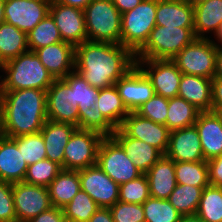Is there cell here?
Wrapping results in <instances>:
<instances>
[{"label":"cell","mask_w":222,"mask_h":222,"mask_svg":"<svg viewBox=\"0 0 222 222\" xmlns=\"http://www.w3.org/2000/svg\"><path fill=\"white\" fill-rule=\"evenodd\" d=\"M134 66L135 54L121 44L87 40L75 47V70L97 89L115 85Z\"/></svg>","instance_id":"obj_1"},{"label":"cell","mask_w":222,"mask_h":222,"mask_svg":"<svg viewBox=\"0 0 222 222\" xmlns=\"http://www.w3.org/2000/svg\"><path fill=\"white\" fill-rule=\"evenodd\" d=\"M0 109L6 137L40 132L47 121L45 90L0 91Z\"/></svg>","instance_id":"obj_2"},{"label":"cell","mask_w":222,"mask_h":222,"mask_svg":"<svg viewBox=\"0 0 222 222\" xmlns=\"http://www.w3.org/2000/svg\"><path fill=\"white\" fill-rule=\"evenodd\" d=\"M2 71L6 77L1 79L0 91L26 88L47 91L55 80L33 51H27L4 63Z\"/></svg>","instance_id":"obj_3"},{"label":"cell","mask_w":222,"mask_h":222,"mask_svg":"<svg viewBox=\"0 0 222 222\" xmlns=\"http://www.w3.org/2000/svg\"><path fill=\"white\" fill-rule=\"evenodd\" d=\"M88 41L121 44V16L111 0H92L84 9Z\"/></svg>","instance_id":"obj_4"},{"label":"cell","mask_w":222,"mask_h":222,"mask_svg":"<svg viewBox=\"0 0 222 222\" xmlns=\"http://www.w3.org/2000/svg\"><path fill=\"white\" fill-rule=\"evenodd\" d=\"M195 39L194 28L156 25L145 45L135 54V58L172 60Z\"/></svg>","instance_id":"obj_5"},{"label":"cell","mask_w":222,"mask_h":222,"mask_svg":"<svg viewBox=\"0 0 222 222\" xmlns=\"http://www.w3.org/2000/svg\"><path fill=\"white\" fill-rule=\"evenodd\" d=\"M157 0H143L121 16V45L136 54L156 26Z\"/></svg>","instance_id":"obj_6"},{"label":"cell","mask_w":222,"mask_h":222,"mask_svg":"<svg viewBox=\"0 0 222 222\" xmlns=\"http://www.w3.org/2000/svg\"><path fill=\"white\" fill-rule=\"evenodd\" d=\"M210 38H196L185 46L172 61L182 74L197 75L213 79L216 72L218 47Z\"/></svg>","instance_id":"obj_7"},{"label":"cell","mask_w":222,"mask_h":222,"mask_svg":"<svg viewBox=\"0 0 222 222\" xmlns=\"http://www.w3.org/2000/svg\"><path fill=\"white\" fill-rule=\"evenodd\" d=\"M104 137L95 130L76 128L64 148L63 169L78 171L97 164L98 149Z\"/></svg>","instance_id":"obj_8"},{"label":"cell","mask_w":222,"mask_h":222,"mask_svg":"<svg viewBox=\"0 0 222 222\" xmlns=\"http://www.w3.org/2000/svg\"><path fill=\"white\" fill-rule=\"evenodd\" d=\"M97 165L118 185L142 175L120 144L105 136L98 149Z\"/></svg>","instance_id":"obj_9"},{"label":"cell","mask_w":222,"mask_h":222,"mask_svg":"<svg viewBox=\"0 0 222 222\" xmlns=\"http://www.w3.org/2000/svg\"><path fill=\"white\" fill-rule=\"evenodd\" d=\"M17 222H28L52 206L47 187L24 181L12 184Z\"/></svg>","instance_id":"obj_10"},{"label":"cell","mask_w":222,"mask_h":222,"mask_svg":"<svg viewBox=\"0 0 222 222\" xmlns=\"http://www.w3.org/2000/svg\"><path fill=\"white\" fill-rule=\"evenodd\" d=\"M136 65L150 79L156 95L166 98L178 96L182 72L172 60L136 59ZM145 65L147 68H144Z\"/></svg>","instance_id":"obj_11"},{"label":"cell","mask_w":222,"mask_h":222,"mask_svg":"<svg viewBox=\"0 0 222 222\" xmlns=\"http://www.w3.org/2000/svg\"><path fill=\"white\" fill-rule=\"evenodd\" d=\"M49 14L54 19L63 42L76 47L88 40L84 10L51 0Z\"/></svg>","instance_id":"obj_12"},{"label":"cell","mask_w":222,"mask_h":222,"mask_svg":"<svg viewBox=\"0 0 222 222\" xmlns=\"http://www.w3.org/2000/svg\"><path fill=\"white\" fill-rule=\"evenodd\" d=\"M81 190L85 191L99 207L110 208L119 199V185L97 164L79 170Z\"/></svg>","instance_id":"obj_13"},{"label":"cell","mask_w":222,"mask_h":222,"mask_svg":"<svg viewBox=\"0 0 222 222\" xmlns=\"http://www.w3.org/2000/svg\"><path fill=\"white\" fill-rule=\"evenodd\" d=\"M51 0H5L4 21L29 33L49 14Z\"/></svg>","instance_id":"obj_14"},{"label":"cell","mask_w":222,"mask_h":222,"mask_svg":"<svg viewBox=\"0 0 222 222\" xmlns=\"http://www.w3.org/2000/svg\"><path fill=\"white\" fill-rule=\"evenodd\" d=\"M120 129L128 136L144 141L165 155L169 145L170 130L167 126L129 112Z\"/></svg>","instance_id":"obj_15"},{"label":"cell","mask_w":222,"mask_h":222,"mask_svg":"<svg viewBox=\"0 0 222 222\" xmlns=\"http://www.w3.org/2000/svg\"><path fill=\"white\" fill-rule=\"evenodd\" d=\"M115 86L129 112H135L155 95L150 79L137 65L120 78Z\"/></svg>","instance_id":"obj_16"},{"label":"cell","mask_w":222,"mask_h":222,"mask_svg":"<svg viewBox=\"0 0 222 222\" xmlns=\"http://www.w3.org/2000/svg\"><path fill=\"white\" fill-rule=\"evenodd\" d=\"M47 120L69 123L78 128V109L73 107L72 89L63 79H55L46 91Z\"/></svg>","instance_id":"obj_17"},{"label":"cell","mask_w":222,"mask_h":222,"mask_svg":"<svg viewBox=\"0 0 222 222\" xmlns=\"http://www.w3.org/2000/svg\"><path fill=\"white\" fill-rule=\"evenodd\" d=\"M165 155L177 162L206 161L195 125L170 131Z\"/></svg>","instance_id":"obj_18"},{"label":"cell","mask_w":222,"mask_h":222,"mask_svg":"<svg viewBox=\"0 0 222 222\" xmlns=\"http://www.w3.org/2000/svg\"><path fill=\"white\" fill-rule=\"evenodd\" d=\"M34 52L54 79H63L75 70V47L69 43H53Z\"/></svg>","instance_id":"obj_19"},{"label":"cell","mask_w":222,"mask_h":222,"mask_svg":"<svg viewBox=\"0 0 222 222\" xmlns=\"http://www.w3.org/2000/svg\"><path fill=\"white\" fill-rule=\"evenodd\" d=\"M204 159L207 161L222 155V120L213 111L200 112L195 122Z\"/></svg>","instance_id":"obj_20"},{"label":"cell","mask_w":222,"mask_h":222,"mask_svg":"<svg viewBox=\"0 0 222 222\" xmlns=\"http://www.w3.org/2000/svg\"><path fill=\"white\" fill-rule=\"evenodd\" d=\"M111 136L120 144L142 174H146L163 156L157 148L144 141L128 137L120 128L116 129Z\"/></svg>","instance_id":"obj_21"},{"label":"cell","mask_w":222,"mask_h":222,"mask_svg":"<svg viewBox=\"0 0 222 222\" xmlns=\"http://www.w3.org/2000/svg\"><path fill=\"white\" fill-rule=\"evenodd\" d=\"M212 79L197 75L182 74L178 96L195 106L199 111L212 110Z\"/></svg>","instance_id":"obj_22"},{"label":"cell","mask_w":222,"mask_h":222,"mask_svg":"<svg viewBox=\"0 0 222 222\" xmlns=\"http://www.w3.org/2000/svg\"><path fill=\"white\" fill-rule=\"evenodd\" d=\"M27 168L16 142L5 136L0 141V180L11 184L22 182Z\"/></svg>","instance_id":"obj_23"},{"label":"cell","mask_w":222,"mask_h":222,"mask_svg":"<svg viewBox=\"0 0 222 222\" xmlns=\"http://www.w3.org/2000/svg\"><path fill=\"white\" fill-rule=\"evenodd\" d=\"M77 127L62 122L47 120L41 129L46 149V158L56 162L63 169L64 148Z\"/></svg>","instance_id":"obj_24"},{"label":"cell","mask_w":222,"mask_h":222,"mask_svg":"<svg viewBox=\"0 0 222 222\" xmlns=\"http://www.w3.org/2000/svg\"><path fill=\"white\" fill-rule=\"evenodd\" d=\"M149 182L150 197L168 199L177 185L174 160L163 155L145 174Z\"/></svg>","instance_id":"obj_25"},{"label":"cell","mask_w":222,"mask_h":222,"mask_svg":"<svg viewBox=\"0 0 222 222\" xmlns=\"http://www.w3.org/2000/svg\"><path fill=\"white\" fill-rule=\"evenodd\" d=\"M156 25L194 28V7L183 0H157Z\"/></svg>","instance_id":"obj_26"},{"label":"cell","mask_w":222,"mask_h":222,"mask_svg":"<svg viewBox=\"0 0 222 222\" xmlns=\"http://www.w3.org/2000/svg\"><path fill=\"white\" fill-rule=\"evenodd\" d=\"M194 7V35L208 38L205 33H215L222 24V0H205Z\"/></svg>","instance_id":"obj_27"},{"label":"cell","mask_w":222,"mask_h":222,"mask_svg":"<svg viewBox=\"0 0 222 222\" xmlns=\"http://www.w3.org/2000/svg\"><path fill=\"white\" fill-rule=\"evenodd\" d=\"M47 188L52 206L63 209L81 189L79 170L62 169Z\"/></svg>","instance_id":"obj_28"},{"label":"cell","mask_w":222,"mask_h":222,"mask_svg":"<svg viewBox=\"0 0 222 222\" xmlns=\"http://www.w3.org/2000/svg\"><path fill=\"white\" fill-rule=\"evenodd\" d=\"M96 104L104 118L115 128H120L129 114L115 85L99 89Z\"/></svg>","instance_id":"obj_29"},{"label":"cell","mask_w":222,"mask_h":222,"mask_svg":"<svg viewBox=\"0 0 222 222\" xmlns=\"http://www.w3.org/2000/svg\"><path fill=\"white\" fill-rule=\"evenodd\" d=\"M27 51V34L5 21L0 23V62L4 64Z\"/></svg>","instance_id":"obj_30"},{"label":"cell","mask_w":222,"mask_h":222,"mask_svg":"<svg viewBox=\"0 0 222 222\" xmlns=\"http://www.w3.org/2000/svg\"><path fill=\"white\" fill-rule=\"evenodd\" d=\"M200 112L182 97L168 98L166 126L170 131L193 126Z\"/></svg>","instance_id":"obj_31"},{"label":"cell","mask_w":222,"mask_h":222,"mask_svg":"<svg viewBox=\"0 0 222 222\" xmlns=\"http://www.w3.org/2000/svg\"><path fill=\"white\" fill-rule=\"evenodd\" d=\"M63 80L72 89L71 104L78 111H87L96 104L99 89L91 86L76 70L67 74Z\"/></svg>","instance_id":"obj_32"},{"label":"cell","mask_w":222,"mask_h":222,"mask_svg":"<svg viewBox=\"0 0 222 222\" xmlns=\"http://www.w3.org/2000/svg\"><path fill=\"white\" fill-rule=\"evenodd\" d=\"M204 188L177 184L167 200L182 216L195 215Z\"/></svg>","instance_id":"obj_33"},{"label":"cell","mask_w":222,"mask_h":222,"mask_svg":"<svg viewBox=\"0 0 222 222\" xmlns=\"http://www.w3.org/2000/svg\"><path fill=\"white\" fill-rule=\"evenodd\" d=\"M177 184L195 187L209 186L207 161L177 162L174 161Z\"/></svg>","instance_id":"obj_34"},{"label":"cell","mask_w":222,"mask_h":222,"mask_svg":"<svg viewBox=\"0 0 222 222\" xmlns=\"http://www.w3.org/2000/svg\"><path fill=\"white\" fill-rule=\"evenodd\" d=\"M63 41L54 19L48 14L29 33L27 44L29 51Z\"/></svg>","instance_id":"obj_35"},{"label":"cell","mask_w":222,"mask_h":222,"mask_svg":"<svg viewBox=\"0 0 222 222\" xmlns=\"http://www.w3.org/2000/svg\"><path fill=\"white\" fill-rule=\"evenodd\" d=\"M196 215L204 222H222V187L203 189Z\"/></svg>","instance_id":"obj_36"},{"label":"cell","mask_w":222,"mask_h":222,"mask_svg":"<svg viewBox=\"0 0 222 222\" xmlns=\"http://www.w3.org/2000/svg\"><path fill=\"white\" fill-rule=\"evenodd\" d=\"M99 208L98 204L80 189L63 211L66 222H88Z\"/></svg>","instance_id":"obj_37"},{"label":"cell","mask_w":222,"mask_h":222,"mask_svg":"<svg viewBox=\"0 0 222 222\" xmlns=\"http://www.w3.org/2000/svg\"><path fill=\"white\" fill-rule=\"evenodd\" d=\"M142 207L145 222H179L182 216L167 199L149 197Z\"/></svg>","instance_id":"obj_38"},{"label":"cell","mask_w":222,"mask_h":222,"mask_svg":"<svg viewBox=\"0 0 222 222\" xmlns=\"http://www.w3.org/2000/svg\"><path fill=\"white\" fill-rule=\"evenodd\" d=\"M27 165L46 158V149L41 132L12 137Z\"/></svg>","instance_id":"obj_39"},{"label":"cell","mask_w":222,"mask_h":222,"mask_svg":"<svg viewBox=\"0 0 222 222\" xmlns=\"http://www.w3.org/2000/svg\"><path fill=\"white\" fill-rule=\"evenodd\" d=\"M61 170L60 165L45 158L28 166L24 182L48 187Z\"/></svg>","instance_id":"obj_40"},{"label":"cell","mask_w":222,"mask_h":222,"mask_svg":"<svg viewBox=\"0 0 222 222\" xmlns=\"http://www.w3.org/2000/svg\"><path fill=\"white\" fill-rule=\"evenodd\" d=\"M149 197V182L145 174L119 185L120 202L143 204Z\"/></svg>","instance_id":"obj_41"},{"label":"cell","mask_w":222,"mask_h":222,"mask_svg":"<svg viewBox=\"0 0 222 222\" xmlns=\"http://www.w3.org/2000/svg\"><path fill=\"white\" fill-rule=\"evenodd\" d=\"M78 128L100 132L104 136H111L116 130L102 115L97 104L87 109L78 111Z\"/></svg>","instance_id":"obj_42"},{"label":"cell","mask_w":222,"mask_h":222,"mask_svg":"<svg viewBox=\"0 0 222 222\" xmlns=\"http://www.w3.org/2000/svg\"><path fill=\"white\" fill-rule=\"evenodd\" d=\"M167 111L168 98L155 94L146 103L138 107L135 113L143 118L166 126Z\"/></svg>","instance_id":"obj_43"},{"label":"cell","mask_w":222,"mask_h":222,"mask_svg":"<svg viewBox=\"0 0 222 222\" xmlns=\"http://www.w3.org/2000/svg\"><path fill=\"white\" fill-rule=\"evenodd\" d=\"M109 209L114 222H145L142 204L118 201Z\"/></svg>","instance_id":"obj_44"},{"label":"cell","mask_w":222,"mask_h":222,"mask_svg":"<svg viewBox=\"0 0 222 222\" xmlns=\"http://www.w3.org/2000/svg\"><path fill=\"white\" fill-rule=\"evenodd\" d=\"M0 222H17L12 184L0 180Z\"/></svg>","instance_id":"obj_45"},{"label":"cell","mask_w":222,"mask_h":222,"mask_svg":"<svg viewBox=\"0 0 222 222\" xmlns=\"http://www.w3.org/2000/svg\"><path fill=\"white\" fill-rule=\"evenodd\" d=\"M209 184L222 187V155L207 160Z\"/></svg>","instance_id":"obj_46"},{"label":"cell","mask_w":222,"mask_h":222,"mask_svg":"<svg viewBox=\"0 0 222 222\" xmlns=\"http://www.w3.org/2000/svg\"><path fill=\"white\" fill-rule=\"evenodd\" d=\"M28 222H66L63 209L51 207Z\"/></svg>","instance_id":"obj_47"},{"label":"cell","mask_w":222,"mask_h":222,"mask_svg":"<svg viewBox=\"0 0 222 222\" xmlns=\"http://www.w3.org/2000/svg\"><path fill=\"white\" fill-rule=\"evenodd\" d=\"M212 110H222V78L212 79Z\"/></svg>","instance_id":"obj_48"},{"label":"cell","mask_w":222,"mask_h":222,"mask_svg":"<svg viewBox=\"0 0 222 222\" xmlns=\"http://www.w3.org/2000/svg\"><path fill=\"white\" fill-rule=\"evenodd\" d=\"M111 1L121 14L134 9L141 2H143V0H111Z\"/></svg>","instance_id":"obj_49"},{"label":"cell","mask_w":222,"mask_h":222,"mask_svg":"<svg viewBox=\"0 0 222 222\" xmlns=\"http://www.w3.org/2000/svg\"><path fill=\"white\" fill-rule=\"evenodd\" d=\"M88 222H114L109 208L100 207Z\"/></svg>","instance_id":"obj_50"},{"label":"cell","mask_w":222,"mask_h":222,"mask_svg":"<svg viewBox=\"0 0 222 222\" xmlns=\"http://www.w3.org/2000/svg\"><path fill=\"white\" fill-rule=\"evenodd\" d=\"M55 2L84 10L92 0H54Z\"/></svg>","instance_id":"obj_51"},{"label":"cell","mask_w":222,"mask_h":222,"mask_svg":"<svg viewBox=\"0 0 222 222\" xmlns=\"http://www.w3.org/2000/svg\"><path fill=\"white\" fill-rule=\"evenodd\" d=\"M214 77L222 78V47H218L216 55V72Z\"/></svg>","instance_id":"obj_52"},{"label":"cell","mask_w":222,"mask_h":222,"mask_svg":"<svg viewBox=\"0 0 222 222\" xmlns=\"http://www.w3.org/2000/svg\"><path fill=\"white\" fill-rule=\"evenodd\" d=\"M179 222H204V221L195 214V215L181 216Z\"/></svg>","instance_id":"obj_53"},{"label":"cell","mask_w":222,"mask_h":222,"mask_svg":"<svg viewBox=\"0 0 222 222\" xmlns=\"http://www.w3.org/2000/svg\"><path fill=\"white\" fill-rule=\"evenodd\" d=\"M216 39L221 42V45L216 44L217 47H222V24L220 25V28L218 29V31L215 33Z\"/></svg>","instance_id":"obj_54"},{"label":"cell","mask_w":222,"mask_h":222,"mask_svg":"<svg viewBox=\"0 0 222 222\" xmlns=\"http://www.w3.org/2000/svg\"><path fill=\"white\" fill-rule=\"evenodd\" d=\"M4 5H5V0H0V23L4 22Z\"/></svg>","instance_id":"obj_55"},{"label":"cell","mask_w":222,"mask_h":222,"mask_svg":"<svg viewBox=\"0 0 222 222\" xmlns=\"http://www.w3.org/2000/svg\"><path fill=\"white\" fill-rule=\"evenodd\" d=\"M5 137L4 129H3V121H2V113L0 109V141Z\"/></svg>","instance_id":"obj_56"},{"label":"cell","mask_w":222,"mask_h":222,"mask_svg":"<svg viewBox=\"0 0 222 222\" xmlns=\"http://www.w3.org/2000/svg\"><path fill=\"white\" fill-rule=\"evenodd\" d=\"M183 1L194 6V5H196L202 1H205V0H183Z\"/></svg>","instance_id":"obj_57"},{"label":"cell","mask_w":222,"mask_h":222,"mask_svg":"<svg viewBox=\"0 0 222 222\" xmlns=\"http://www.w3.org/2000/svg\"><path fill=\"white\" fill-rule=\"evenodd\" d=\"M211 111L218 113V115L220 116L222 120V110H211Z\"/></svg>","instance_id":"obj_58"},{"label":"cell","mask_w":222,"mask_h":222,"mask_svg":"<svg viewBox=\"0 0 222 222\" xmlns=\"http://www.w3.org/2000/svg\"><path fill=\"white\" fill-rule=\"evenodd\" d=\"M2 65H3V64L0 62V70H2ZM0 81H2V80H0ZM1 83H2V82H0V88H1Z\"/></svg>","instance_id":"obj_59"}]
</instances>
